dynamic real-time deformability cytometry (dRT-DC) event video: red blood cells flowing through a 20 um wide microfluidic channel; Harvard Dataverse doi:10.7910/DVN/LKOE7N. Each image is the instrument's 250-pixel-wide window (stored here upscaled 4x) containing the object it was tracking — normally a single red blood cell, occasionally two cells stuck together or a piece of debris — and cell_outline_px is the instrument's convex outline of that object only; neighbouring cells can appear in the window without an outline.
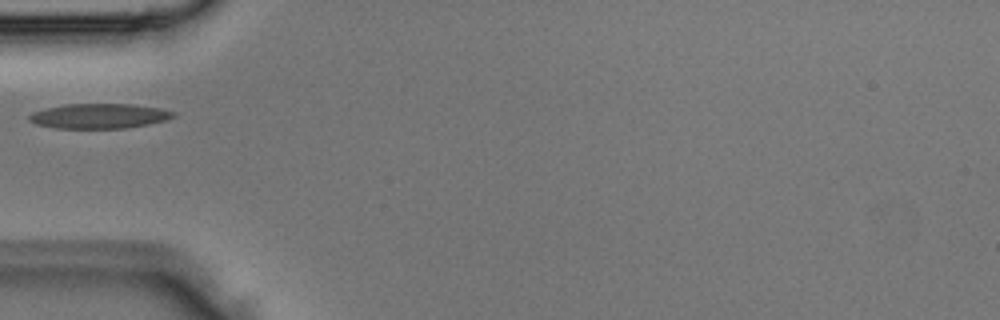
{"species": "Egyptian fruit bat (a non-hibernating species)", "species_latin": "Rousettus aegyptiacus", "temperature_condition": "room temperature", "stored_images_in_passage": 3, "camera_frame_rate_fps": 3000, "um_per_image_px": 0.085, "animal": {"sex": "male"}, "frame": {"image": 1, "passage_image": 3, "time_ms": 0.667, "image_size_px": [1000, 320], "cell_outline_px": [[176, 116], [168, 120], [128, 128], [56, 128], [36, 124], [28, 120], [28, 116], [32, 112], [44, 108], [64, 104], [132, 104], [160, 108], [176, 112]], "centroid_in_image_um": [8.44, 9.86], "position_along_channel_um": 76.6, "area_um2": 21.1}}